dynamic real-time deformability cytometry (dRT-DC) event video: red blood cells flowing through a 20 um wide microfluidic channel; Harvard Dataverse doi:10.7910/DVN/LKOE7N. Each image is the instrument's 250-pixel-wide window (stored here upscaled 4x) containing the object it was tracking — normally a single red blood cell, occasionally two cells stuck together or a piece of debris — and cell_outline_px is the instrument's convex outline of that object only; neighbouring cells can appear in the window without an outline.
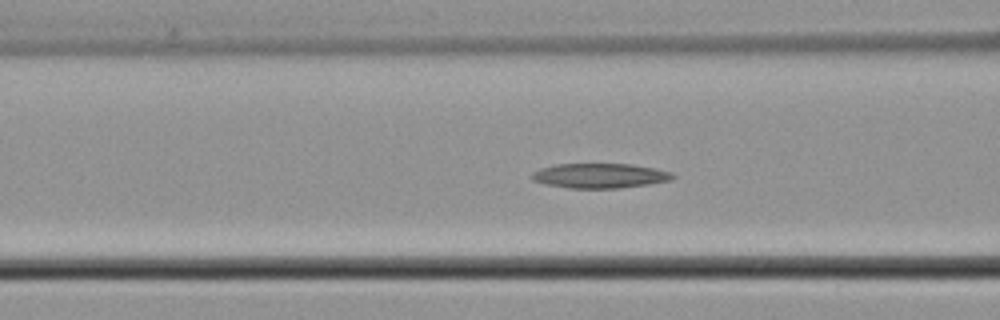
{"species": "common noctule bat (a hibernating species)", "species_latin": "Nyctalus noctula", "temperature_condition": "cold", "stored_images_in_passage": 55, "camera_frame_rate_fps": 3000, "um_per_image_px": 0.085, "animal": {"sex": "male", "body_mass_g": 21.5, "forearm_length_mm": 52.0}, "frame": {"image": 1, "passage_image": 22, "time_ms": 7.0, "image_size_px": [1000, 320], "cell_outline_px": [[676, 176], [672, 180], [648, 184], [620, 188], [568, 188], [544, 184], [532, 180], [532, 172], [540, 168], [556, 164], [632, 164], [656, 168], [672, 172]], "centroid_in_image_um": [51.0, 14.93], "position_along_channel_um": 115.6, "area_um2": 20.46}}
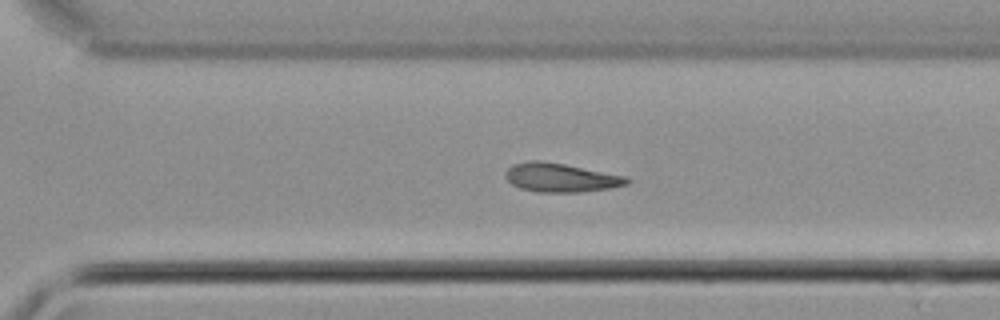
{"frame": {"image": 2, "passage_image": 38, "time_ms": 12.333, "image_size_px": [1000, 320], "cell_outline_px": [[632, 180], [628, 184], [612, 188], [580, 192], [536, 192], [520, 188], [512, 184], [504, 176], [504, 172], [512, 164], [532, 160], [540, 160], [564, 164], [628, 176]], "centroid_in_image_um": [47.68, 15.1], "position_along_channel_um": 322.9, "area_um2": 20.63}}
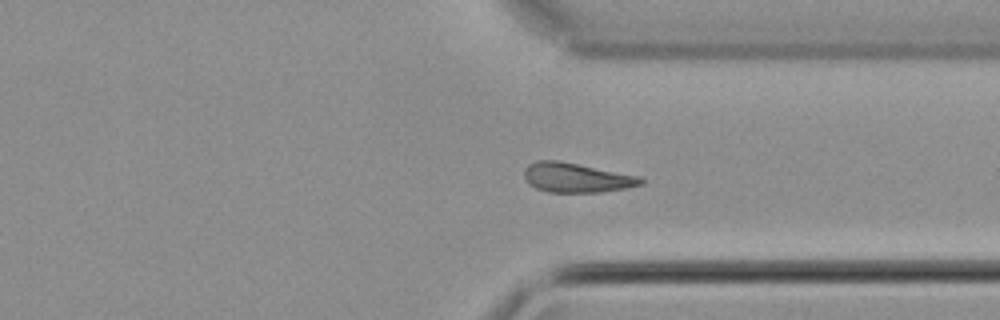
{"frame": {"image": 3, "passage_image": 41, "time_ms": 13.333, "image_size_px": [1000, 320], "cell_outline_px": [[644, 184], [628, 188], [600, 192], [548, 192], [536, 188], [528, 184], [524, 176], [524, 172], [528, 164], [536, 160], [560, 160], [640, 176], [644, 180]], "centroid_in_image_um": [49.01, 15.09], "position_along_channel_um": 362.4, "area_um2": 20.29}}